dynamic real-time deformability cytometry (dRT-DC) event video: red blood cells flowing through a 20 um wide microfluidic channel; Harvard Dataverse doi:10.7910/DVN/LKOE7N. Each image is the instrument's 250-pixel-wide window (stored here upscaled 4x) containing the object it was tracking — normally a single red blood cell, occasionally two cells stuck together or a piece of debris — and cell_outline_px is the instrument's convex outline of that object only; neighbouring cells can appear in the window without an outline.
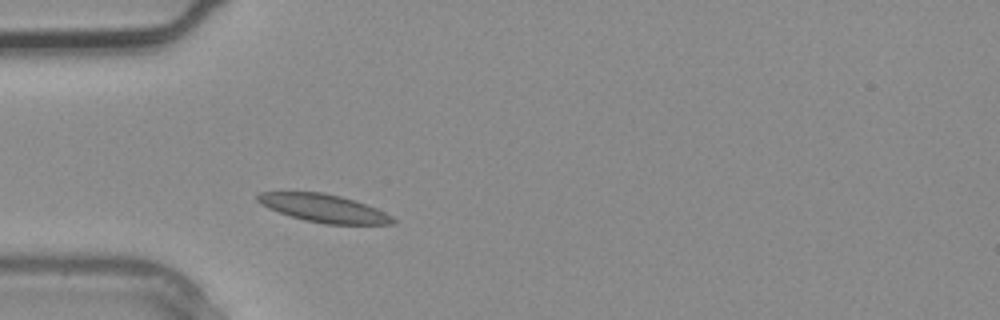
{"species": "common noctule bat (a hibernating species)", "species_latin": "Nyctalus noctula", "temperature_condition": "warm", "stored_images_in_passage": 2, "segment_of_instrument_passage": [1, 2], "camera_frame_rate_fps": 3000, "um_per_image_px": 0.085, "animal": {"sex": "male", "body_mass_g": 20.4}, "frame": {"image": 1, "passage_image": 1, "time_ms": 0.0, "image_size_px": [1000, 320], "cell_outline_px": [[396, 224], [324, 224], [304, 220], [268, 208], [260, 204], [256, 200], [256, 196], [260, 192], [324, 192], [340, 196], [376, 208], [392, 216], [396, 220]], "centroid_in_image_um": [27.51, 17.7], "position_along_channel_um": 57.5, "area_um2": 21.85}}